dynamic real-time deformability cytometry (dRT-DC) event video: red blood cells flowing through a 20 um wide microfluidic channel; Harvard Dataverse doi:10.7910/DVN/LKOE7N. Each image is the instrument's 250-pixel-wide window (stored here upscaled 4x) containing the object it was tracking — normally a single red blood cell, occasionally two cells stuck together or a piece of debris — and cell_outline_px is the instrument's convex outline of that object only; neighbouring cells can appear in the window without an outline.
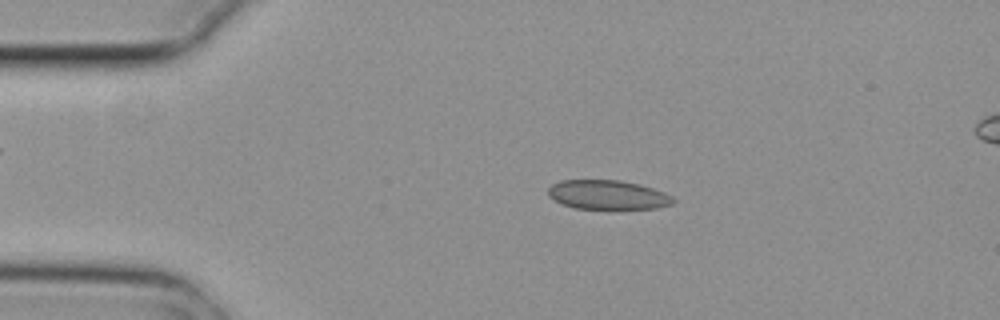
{"species": "common noctule bat (a hibernating species)", "species_latin": "Nyctalus noctula", "temperature_condition": "cold", "stored_images_in_passage": 4, "camera_frame_rate_fps": 3000, "um_per_image_px": 0.085, "animal": {"sex": "female", "body_mass_g": 29.2, "forearm_length_mm": 56.3}, "frame": {"image": 1, "passage_image": 2, "time_ms": 0.333, "image_size_px": [1000, 320], "cell_outline_px": [[676, 200], [672, 204], [656, 208], [576, 208], [560, 204], [548, 196], [548, 188], [552, 184], [560, 180], [620, 180], [640, 184], [664, 192], [672, 196]], "centroid_in_image_um": [51.63, 16.55], "position_along_channel_um": 33.4, "area_um2": 21.27}}